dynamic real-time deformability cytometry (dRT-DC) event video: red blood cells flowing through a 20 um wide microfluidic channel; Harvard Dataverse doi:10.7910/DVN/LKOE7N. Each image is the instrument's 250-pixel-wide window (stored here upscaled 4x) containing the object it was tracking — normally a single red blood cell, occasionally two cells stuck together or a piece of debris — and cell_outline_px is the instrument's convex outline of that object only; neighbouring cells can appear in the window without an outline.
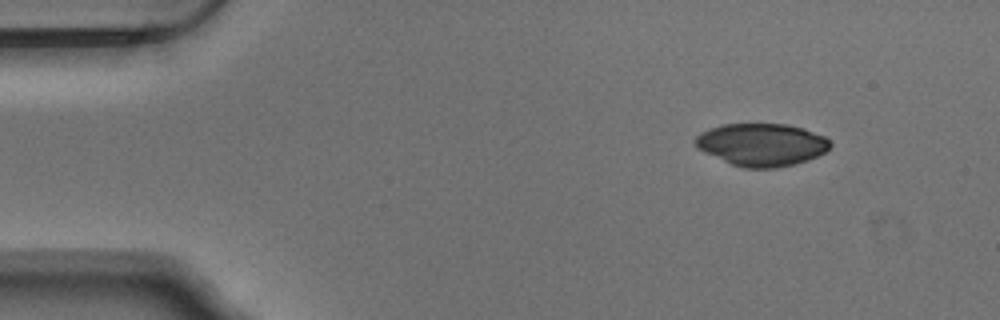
{"species": "Egyptian fruit bat (a non-hibernating species)", "species_latin": "Rousettus aegyptiacus", "temperature_condition": "warm", "stored_images_in_passage": 18, "segment_of_instrument_passage": [2, 2], "camera_frame_rate_fps": 3000, "um_per_image_px": 0.085, "animal": {"sex": "male"}, "frame": {"image": 1, "passage_image": 18, "time_ms": 5.667, "image_size_px": [1000, 320], "cell_outline_px": [[832, 144], [824, 152], [808, 160], [776, 168], [744, 168], [732, 164], [704, 152], [696, 144], [696, 136], [712, 128], [724, 124], [788, 124], [804, 128], [824, 136]], "centroid_in_image_um": [64.78, 12.29], "position_along_channel_um": 20.2, "area_um2": 33.0}}